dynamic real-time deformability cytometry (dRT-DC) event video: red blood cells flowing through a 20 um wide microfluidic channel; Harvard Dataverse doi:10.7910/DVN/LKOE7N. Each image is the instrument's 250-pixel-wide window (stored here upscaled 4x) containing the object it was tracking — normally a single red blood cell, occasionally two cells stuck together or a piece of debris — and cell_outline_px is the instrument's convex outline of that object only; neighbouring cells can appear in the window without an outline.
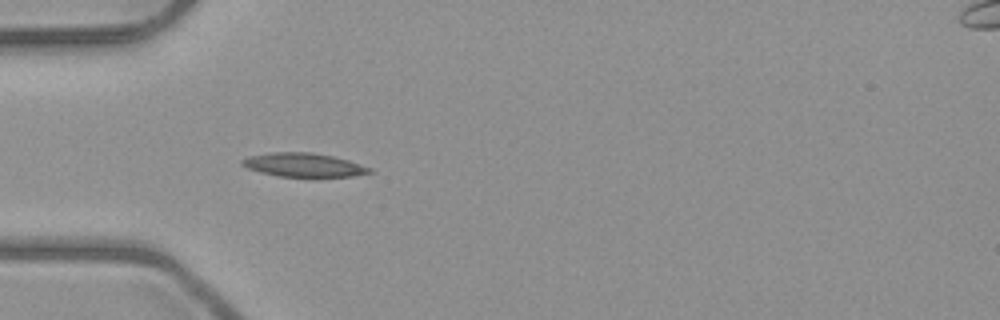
{"species": "common noctule bat (a hibernating species)", "species_latin": "Nyctalus noctula", "temperature_condition": "room temperature", "stored_images_in_passage": 4, "camera_frame_rate_fps": 3000, "um_per_image_px": 0.085, "animal": {"sex": "male", "body_mass_g": 23.1, "forearm_length_mm": 52.7}, "frame": {"image": 1, "passage_image": 4, "time_ms": 3.333, "image_size_px": [1000, 320], "cell_outline_px": [[376, 172], [352, 176], [316, 180], [280, 176], [260, 172], [248, 168], [240, 164], [240, 160], [248, 156], [272, 152], [312, 152], [332, 156], [348, 160], [372, 168]], "centroid_in_image_um": [25.87, 14.07], "position_along_channel_um": 59.1, "area_um2": 18.61}}